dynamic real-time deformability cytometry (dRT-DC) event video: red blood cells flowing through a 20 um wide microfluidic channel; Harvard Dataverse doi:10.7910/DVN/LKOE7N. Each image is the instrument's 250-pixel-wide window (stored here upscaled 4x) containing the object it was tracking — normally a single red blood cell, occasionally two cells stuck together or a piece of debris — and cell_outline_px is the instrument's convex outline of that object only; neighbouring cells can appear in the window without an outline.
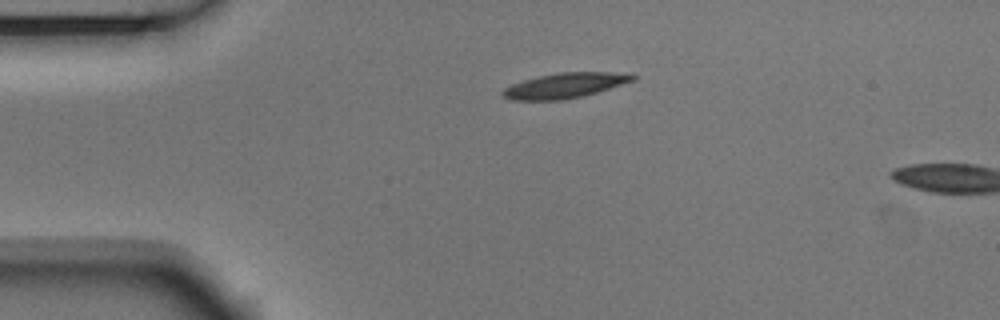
{"species": "Egyptian fruit bat (a non-hibernating species)", "species_latin": "Rousettus aegyptiacus", "temperature_condition": "room temperature", "stored_images_in_passage": 3, "camera_frame_rate_fps": 3000, "um_per_image_px": 0.085, "animal": {"sex": "male"}, "frame": {"image": 1, "passage_image": 1, "time_ms": 0.0, "image_size_px": [1000, 320], "cell_outline_px": [[636, 80], [596, 92], [564, 100], [512, 100], [500, 96], [500, 92], [504, 88], [512, 84], [524, 80], [540, 76], [560, 72], [632, 72], [636, 76]], "centroid_in_image_um": [48.03, 7.26], "position_along_channel_um": 37.0, "area_um2": 19.13}}